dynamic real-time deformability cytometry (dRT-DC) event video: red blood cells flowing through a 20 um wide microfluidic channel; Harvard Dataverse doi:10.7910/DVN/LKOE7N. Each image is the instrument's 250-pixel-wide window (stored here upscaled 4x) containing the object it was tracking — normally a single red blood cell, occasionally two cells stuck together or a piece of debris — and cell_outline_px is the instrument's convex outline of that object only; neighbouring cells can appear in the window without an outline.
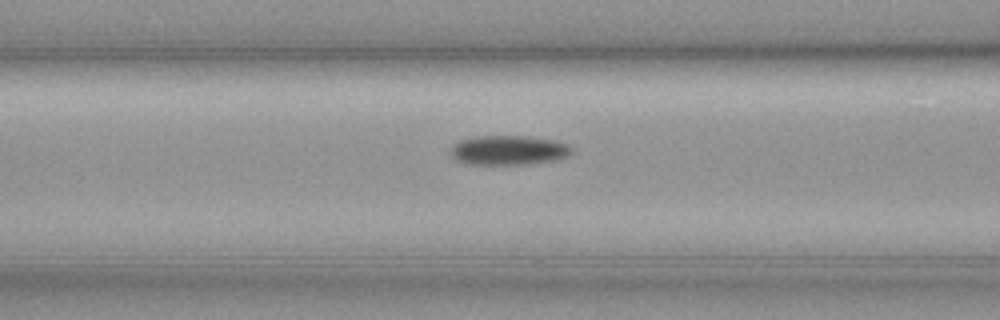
{"species": "common noctule bat (a hibernating species)", "species_latin": "Nyctalus noctula", "temperature_condition": "cold", "stored_images_in_passage": 28, "camera_frame_rate_fps": 3000, "um_per_image_px": 0.085, "animal": {"sex": "female", "body_mass_g": 19.3, "forearm_length_mm": 54.1}, "frame": {"image": 1, "passage_image": 19, "time_ms": 6.0, "image_size_px": [1000, 320], "cell_outline_px": [[572, 152], [568, 156], [556, 160], [524, 164], [472, 164], [456, 160], [452, 156], [452, 144], [460, 140], [472, 136], [524, 136], [552, 140], [564, 144], [572, 148]], "centroid_in_image_um": [43.2, 12.76], "position_along_channel_um": 123.4, "area_um2": 20.58}}
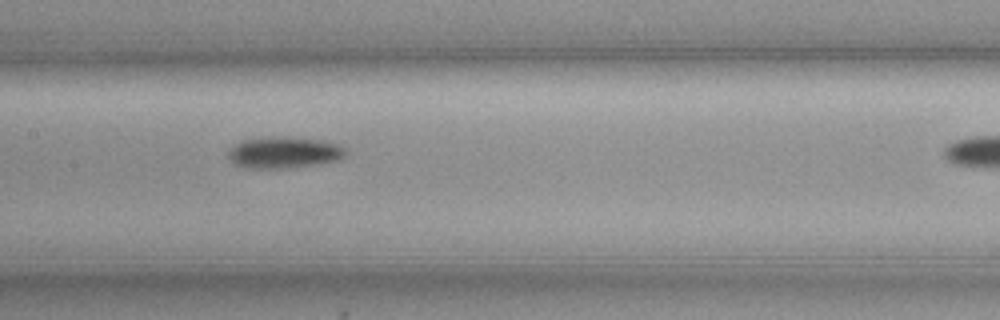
{"frame": {"image": 2, "passage_image": 24, "time_ms": 7.667, "image_size_px": [1000, 320], "cell_outline_px": [[344, 156], [340, 160], [312, 164], [280, 168], [248, 168], [236, 164], [228, 156], [228, 152], [240, 140], [264, 136], [288, 136], [324, 140], [340, 144], [344, 148]], "centroid_in_image_um": [24.14, 12.92], "position_along_channel_um": 183.3, "area_um2": 21.5}}
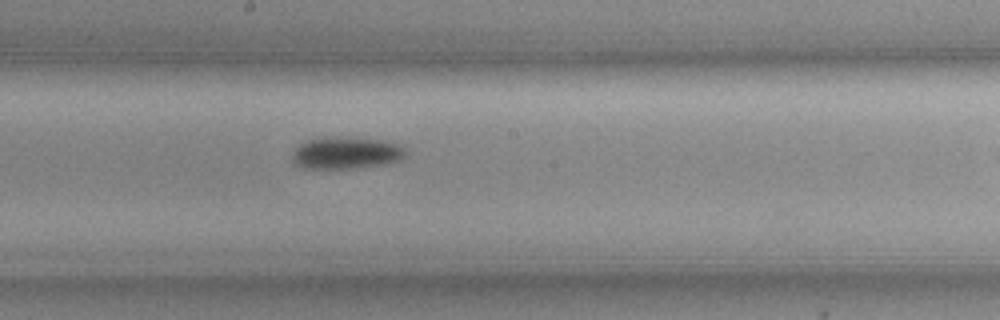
{"frame": {"image": 3, "passage_image": 27, "time_ms": 8.667, "image_size_px": [1000, 320], "cell_outline_px": [[404, 156], [400, 160], [384, 164], [356, 168], [304, 168], [296, 164], [292, 160], [292, 156], [296, 148], [304, 140], [320, 136], [340, 136], [380, 140], [396, 144], [404, 148]], "centroid_in_image_um": [29.36, 12.98], "position_along_channel_um": 218.8, "area_um2": 21.21}}